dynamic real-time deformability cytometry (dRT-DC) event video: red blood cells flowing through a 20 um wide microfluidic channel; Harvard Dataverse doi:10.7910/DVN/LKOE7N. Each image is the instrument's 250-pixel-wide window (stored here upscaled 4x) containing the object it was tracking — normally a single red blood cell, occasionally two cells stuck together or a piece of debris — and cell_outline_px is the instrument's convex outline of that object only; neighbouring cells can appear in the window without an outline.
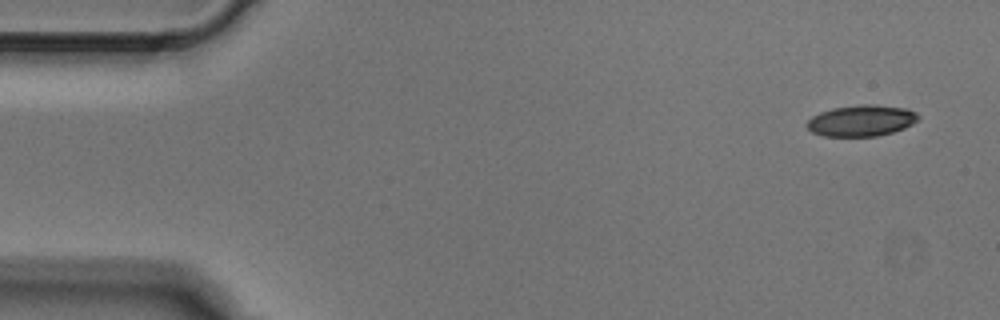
{"species": "Egyptian fruit bat (a non-hibernating species)", "species_latin": "Rousettus aegyptiacus", "temperature_condition": "cold", "stored_images_in_passage": 4, "camera_frame_rate_fps": 3000, "um_per_image_px": 0.085, "animal": {"sex": "male"}, "frame": {"image": 1, "passage_image": 1, "time_ms": 0.0, "image_size_px": [1000, 320], "cell_outline_px": [[920, 116], [912, 124], [904, 128], [892, 132], [876, 136], [824, 136], [812, 132], [804, 124], [812, 116], [820, 112], [832, 108], [860, 104], [872, 104], [904, 108], [916, 112]], "centroid_in_image_um": [73.19, 10.25], "position_along_channel_um": 11.8, "area_um2": 20.23}}
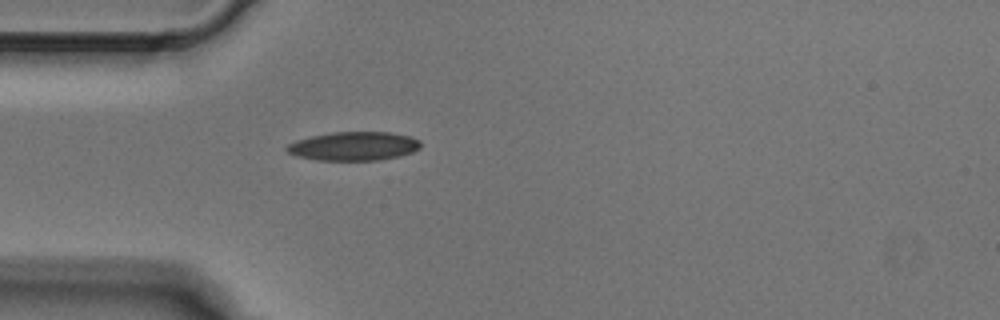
{"frame": {"image": 2, "passage_image": 4, "time_ms": 1.0, "image_size_px": [1000, 320], "cell_outline_px": [[420, 148], [412, 152], [400, 156], [380, 160], [316, 160], [296, 156], [288, 152], [284, 148], [288, 144], [296, 140], [312, 136], [332, 132], [388, 132], [412, 136], [420, 140]], "centroid_in_image_um": [30.08, 12.42], "position_along_channel_um": 54.9, "area_um2": 22.54}}